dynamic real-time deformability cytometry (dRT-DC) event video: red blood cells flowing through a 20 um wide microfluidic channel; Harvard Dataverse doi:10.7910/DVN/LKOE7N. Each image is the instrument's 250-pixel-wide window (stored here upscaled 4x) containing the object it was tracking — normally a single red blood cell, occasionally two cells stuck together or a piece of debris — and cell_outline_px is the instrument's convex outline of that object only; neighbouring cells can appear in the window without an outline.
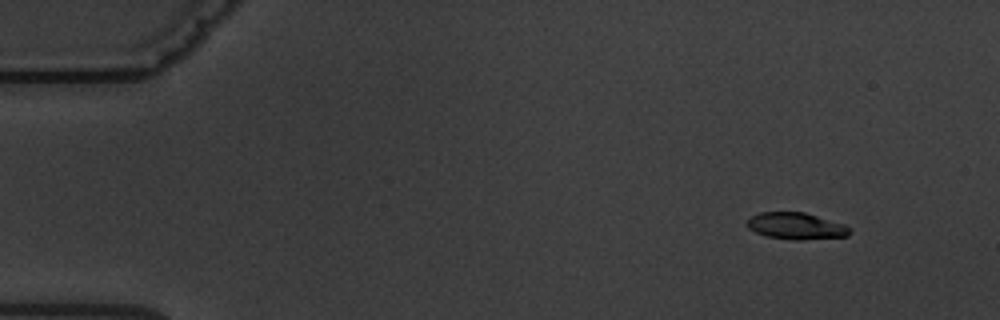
{"species": "common noctule bat (a hibernating species)", "species_latin": "Nyctalus noctula", "temperature_condition": "warm", "stored_images_in_passage": 5, "camera_frame_rate_fps": 3000, "um_per_image_px": 0.085, "animal": {"sex": "male", "body_mass_g": 19.5, "forearm_length_mm": 54.6}, "frame": {"image": 1, "passage_image": 2, "time_ms": 1.667, "image_size_px": [1000, 320], "cell_outline_px": [[852, 232], [848, 236], [800, 240], [792, 240], [764, 236], [748, 228], [748, 220], [752, 216], [760, 212], [804, 212], [844, 224], [852, 228]], "centroid_in_image_um": [67.7, 19.22], "position_along_channel_um": 17.3, "area_um2": 16.01}}
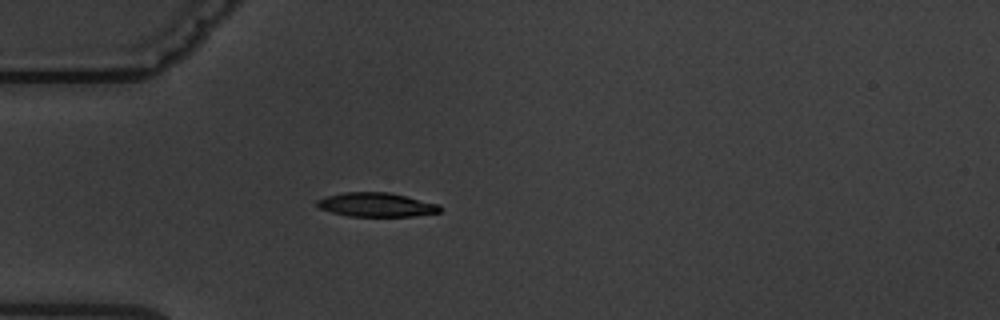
{"frame": {"image": 2, "passage_image": 5, "time_ms": 5.333, "image_size_px": [1000, 320], "cell_outline_px": [[440, 212], [412, 216], [348, 216], [332, 212], [320, 208], [316, 204], [316, 200], [324, 196], [344, 192], [388, 192], [440, 204]], "centroid_in_image_um": [31.96, 17.39], "position_along_channel_um": 53.0, "area_um2": 17.17}}